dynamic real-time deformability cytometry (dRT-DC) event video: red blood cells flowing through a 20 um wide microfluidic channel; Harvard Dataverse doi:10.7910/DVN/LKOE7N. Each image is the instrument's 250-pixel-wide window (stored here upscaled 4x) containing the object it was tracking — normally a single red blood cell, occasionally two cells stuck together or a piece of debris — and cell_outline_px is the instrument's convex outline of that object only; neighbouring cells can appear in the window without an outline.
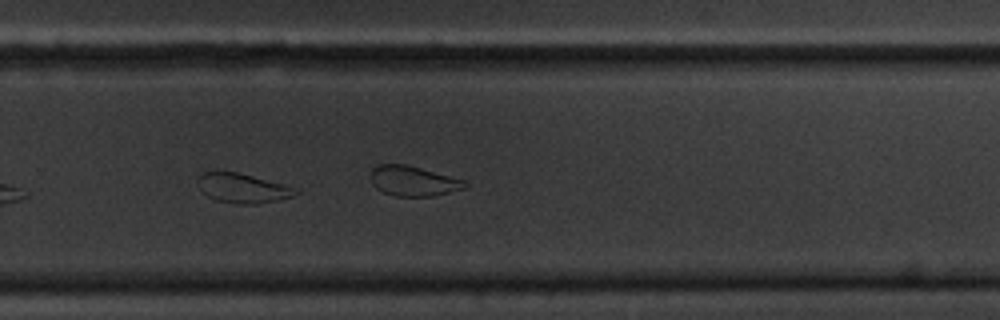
{"species": "common noctule bat (a hibernating species)", "species_latin": "Nyctalus noctula", "temperature_condition": "cold", "stored_images_in_passage": 42, "camera_frame_rate_fps": 3000, "um_per_image_px": 0.085, "animal": {"sex": "male", "body_mass_g": 20.1, "forearm_length_mm": 53.5}, "frame": {"image": 1, "passage_image": 24, "time_ms": 7.667, "image_size_px": [1000, 320], "cell_outline_px": [[300, 192], [292, 196], [280, 200], [256, 204], [236, 204], [216, 200], [208, 196], [204, 192], [196, 180], [200, 172], [236, 172], [300, 188]], "centroid_in_image_um": [20.67, 16.0], "position_along_channel_um": 309.1, "area_um2": 16.82}, "authors_computed_cell_mechanics": {"area_um2": 18.5249, "velocity_mm_per_s": 3.3661, "shape_relaxation_time_tau1_ms": 4.8109, "shape_relaxation_time_tau2_ms": 3.559, "deformation_change_tau1": 0.1344, "deformation_change_tau2": 0.0955}}